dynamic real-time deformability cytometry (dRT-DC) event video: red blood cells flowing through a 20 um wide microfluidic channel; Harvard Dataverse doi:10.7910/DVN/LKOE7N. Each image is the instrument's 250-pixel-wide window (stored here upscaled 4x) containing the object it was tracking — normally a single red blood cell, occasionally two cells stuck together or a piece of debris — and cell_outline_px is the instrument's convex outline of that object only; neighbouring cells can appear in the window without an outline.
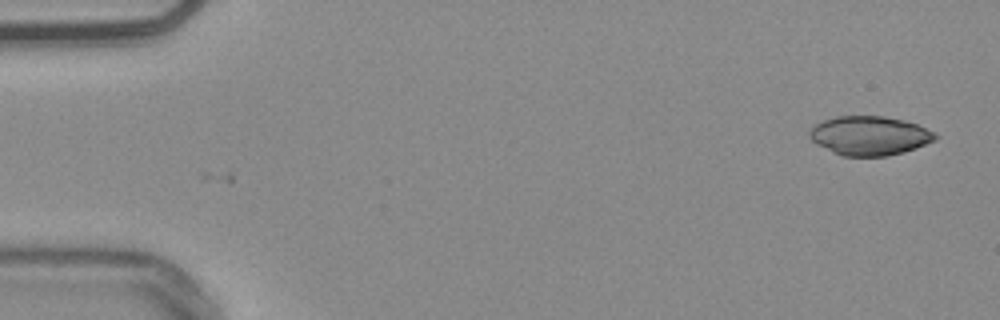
{"species": "common noctule bat (a hibernating species)", "species_latin": "Nyctalus noctula", "temperature_condition": "warm", "stored_images_in_passage": 3, "camera_frame_rate_fps": 3000, "um_per_image_px": 0.085, "animal": {"sex": "male", "body_mass_g": 20.4}, "frame": {"image": 1, "passage_image": 3, "time_ms": 0.667, "image_size_px": [1000, 320], "cell_outline_px": [[940, 136], [936, 140], [916, 148], [904, 152], [888, 156], [844, 156], [832, 152], [816, 144], [808, 136], [808, 132], [816, 124], [824, 120], [836, 116], [884, 116], [904, 120], [916, 124], [936, 132]], "centroid_in_image_um": [73.94, 11.53], "position_along_channel_um": 11.1, "area_um2": 28.84}}